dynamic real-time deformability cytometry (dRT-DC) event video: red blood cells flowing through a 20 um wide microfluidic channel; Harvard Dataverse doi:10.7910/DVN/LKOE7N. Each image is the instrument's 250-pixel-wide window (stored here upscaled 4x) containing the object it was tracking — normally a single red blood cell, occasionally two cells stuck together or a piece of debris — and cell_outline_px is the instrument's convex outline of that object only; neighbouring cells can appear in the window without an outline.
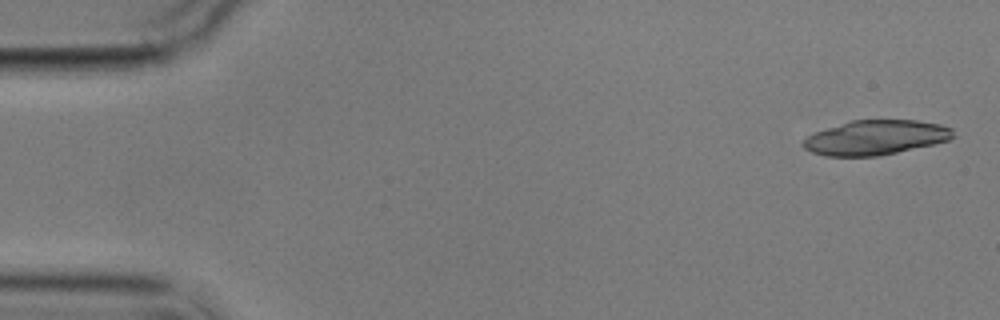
{"species": "common noctule bat (a hibernating species)", "species_latin": "Nyctalus noctula", "temperature_condition": "cold", "stored_images_in_passage": 6, "camera_frame_rate_fps": 3000, "um_per_image_px": 0.085, "animal": {"sex": "male", "body_mass_g": 17.9}, "frame": {"image": 1, "passage_image": 1, "time_ms": 0.0, "image_size_px": [1000, 320], "cell_outline_px": [[956, 136], [948, 140], [932, 144], [896, 152], [876, 156], [824, 156], [812, 152], [804, 148], [800, 144], [808, 136], [816, 132], [852, 120], [916, 120], [940, 124], [952, 128]], "centroid_in_image_um": [74.44, 11.69], "position_along_channel_um": 10.6, "area_um2": 30.0}}